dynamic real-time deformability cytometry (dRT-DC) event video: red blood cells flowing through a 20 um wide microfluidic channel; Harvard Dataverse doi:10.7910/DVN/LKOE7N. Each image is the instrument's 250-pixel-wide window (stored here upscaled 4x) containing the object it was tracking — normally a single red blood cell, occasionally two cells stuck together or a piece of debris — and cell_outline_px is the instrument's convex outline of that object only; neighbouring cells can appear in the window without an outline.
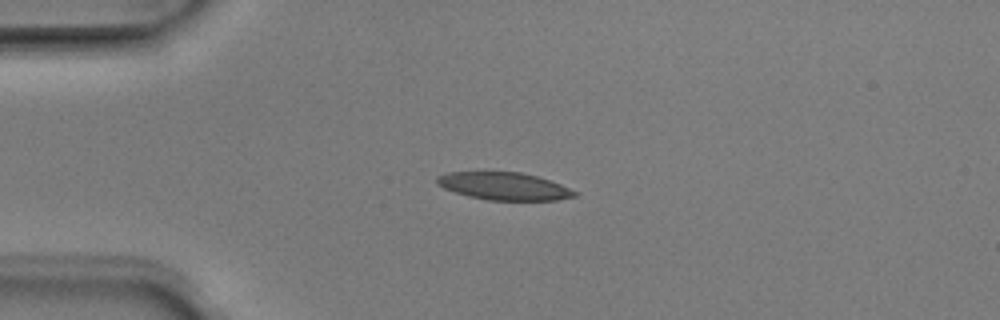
{"species": "Egyptian fruit bat (a non-hibernating species)", "species_latin": "Rousettus aegyptiacus", "temperature_condition": "room temperature", "stored_images_in_passage": 6, "camera_frame_rate_fps": 3000, "um_per_image_px": 0.085, "animal": {"sex": "male"}, "frame": {"image": 1, "passage_image": 3, "time_ms": 0.667, "image_size_px": [1000, 320], "cell_outline_px": [[580, 192], [576, 196], [556, 200], [488, 200], [468, 196], [444, 188], [436, 184], [436, 176], [448, 172], [520, 172], [536, 176], [560, 184]], "centroid_in_image_um": [42.84, 15.82], "position_along_channel_um": 42.2, "area_um2": 22.08}}
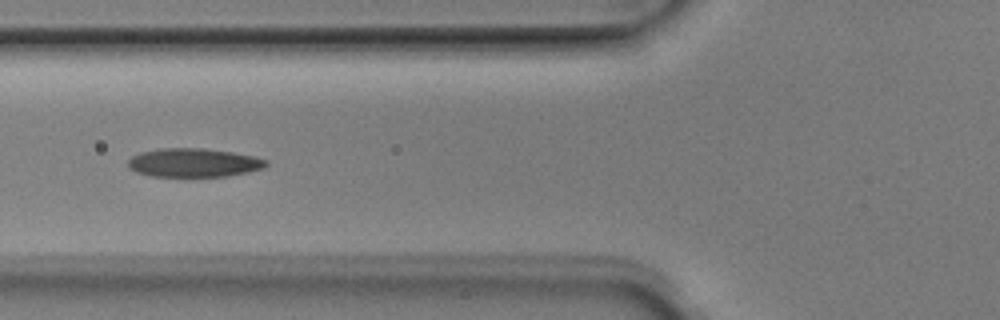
{"frame": {"image": 2, "passage_image": 5, "time_ms": 1.333, "image_size_px": [1000, 320], "cell_outline_px": [[268, 164], [264, 168], [248, 172], [228, 176], [152, 176], [136, 172], [128, 168], [128, 160], [132, 156], [140, 152], [160, 148], [204, 148], [232, 152], [256, 156], [268, 160]], "centroid_in_image_um": [16.48, 13.82], "position_along_channel_um": 109.3, "area_um2": 23.24}}
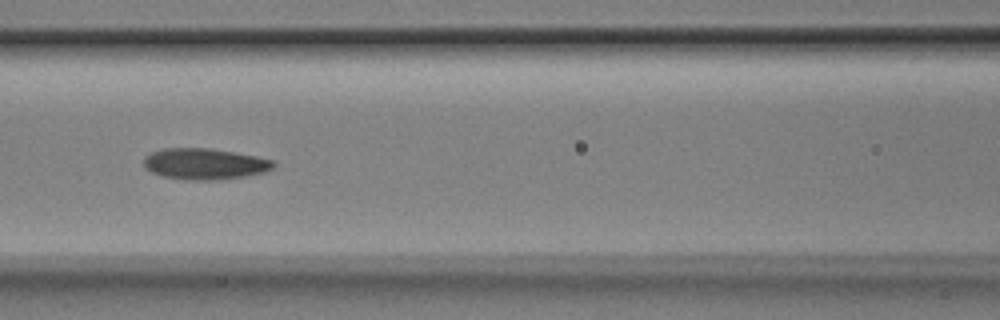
{"frame": {"image": 3, "passage_image": 6, "time_ms": 1.667, "image_size_px": [1000, 320], "cell_outline_px": [[276, 164], [272, 168], [264, 172], [244, 176], [216, 180], [184, 180], [164, 176], [152, 172], [144, 168], [144, 156], [152, 152], [164, 148], [212, 148], [256, 156], [272, 160]], "centroid_in_image_um": [17.37, 13.93], "position_along_channel_um": 149.2, "area_um2": 23.52}}